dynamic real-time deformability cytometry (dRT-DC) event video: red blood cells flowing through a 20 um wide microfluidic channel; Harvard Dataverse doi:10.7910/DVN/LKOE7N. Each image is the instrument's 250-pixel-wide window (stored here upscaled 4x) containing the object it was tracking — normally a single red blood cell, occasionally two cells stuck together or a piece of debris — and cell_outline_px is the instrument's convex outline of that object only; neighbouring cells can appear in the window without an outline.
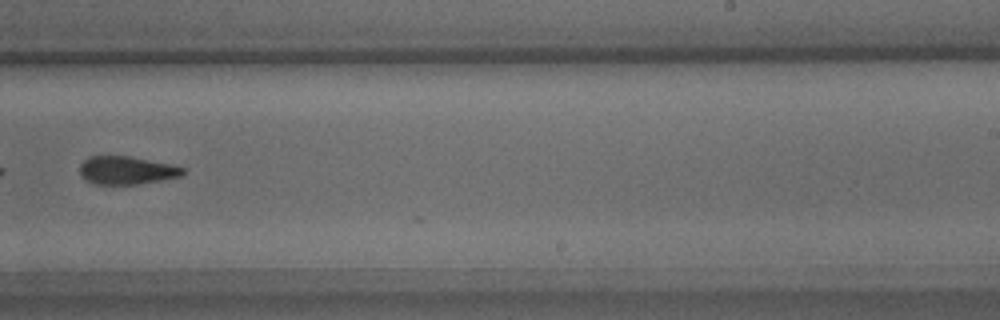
{"species": "common noctule bat (a hibernating species)", "species_latin": "Nyctalus noctula", "temperature_condition": "warm", "stored_images_in_passage": 33, "segment_of_instrument_passage": [2, 2], "camera_frame_rate_fps": 3000, "um_per_image_px": 0.085, "animal": {"sex": "male", "body_mass_g": 15.6}, "frame": {"image": 1, "passage_image": 19, "time_ms": 6.0, "image_size_px": [1000, 320], "cell_outline_px": [[184, 172], [180, 176], [160, 180], [136, 184], [96, 184], [84, 180], [80, 176], [80, 164], [88, 156], [128, 156], [172, 164], [184, 168]], "centroid_in_image_um": [10.71, 14.47], "position_along_channel_um": 278.3, "area_um2": 16.82}}